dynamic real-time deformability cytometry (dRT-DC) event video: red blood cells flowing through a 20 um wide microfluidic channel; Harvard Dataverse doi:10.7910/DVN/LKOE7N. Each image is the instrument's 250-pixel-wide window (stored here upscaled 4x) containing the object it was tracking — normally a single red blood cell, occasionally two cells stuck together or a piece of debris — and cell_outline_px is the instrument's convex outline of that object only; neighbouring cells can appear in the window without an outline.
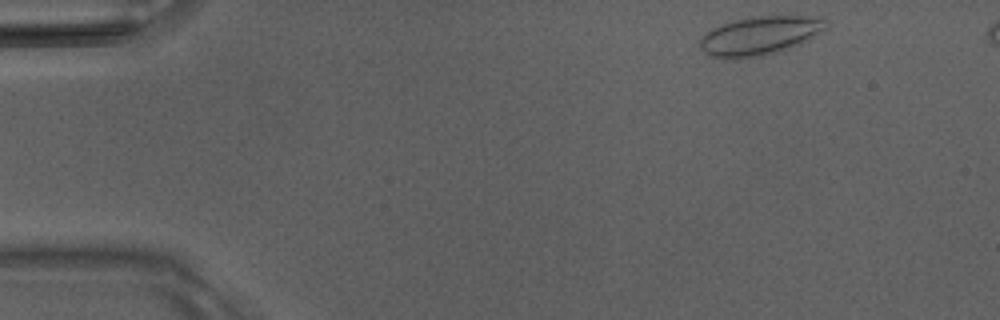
{"species": "Egyptian fruit bat (a non-hibernating species)", "species_latin": "Rousettus aegyptiacus", "temperature_condition": "room temperature", "stored_images_in_passage": 10, "camera_frame_rate_fps": 3000, "um_per_image_px": 0.085, "animal": {"sex": "male"}, "frame": {"image": 1, "passage_image": 1, "time_ms": 0.0, "image_size_px": [1000, 320], "cell_outline_px": [[828, 28], [800, 44], [780, 52], [764, 56], [740, 60], [732, 60], [712, 56], [704, 52], [700, 48], [700, 36], [712, 28], [736, 20], [752, 16], [812, 16], [824, 20], [828, 24]], "centroid_in_image_um": [64.57, 3.06], "position_along_channel_um": 20.4, "area_um2": 28.78}}